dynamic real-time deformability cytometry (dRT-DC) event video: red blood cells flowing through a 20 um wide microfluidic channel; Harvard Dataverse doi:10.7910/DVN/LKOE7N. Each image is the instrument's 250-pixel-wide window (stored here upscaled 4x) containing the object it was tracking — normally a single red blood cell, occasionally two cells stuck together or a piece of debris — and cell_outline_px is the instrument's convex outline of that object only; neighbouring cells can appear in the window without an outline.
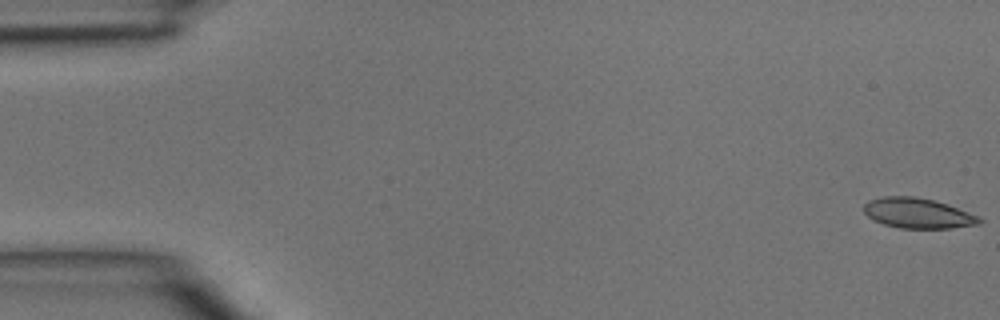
{"species": "common noctule bat (a hibernating species)", "species_latin": "Nyctalus noctula", "temperature_condition": "room temperature", "stored_images_in_passage": 4, "camera_frame_rate_fps": 3000, "um_per_image_px": 0.085, "animal": {"sex": "male", "body_mass_g": 15.6}, "frame": {"image": 1, "passage_image": 1, "time_ms": 0.0, "image_size_px": [1000, 320], "cell_outline_px": [[984, 220], [980, 224], [948, 228], [900, 228], [884, 224], [872, 220], [864, 212], [864, 204], [868, 200], [884, 196], [912, 196], [932, 200], [980, 216]], "centroid_in_image_um": [77.99, 18.13], "position_along_channel_um": 7.0, "area_um2": 20.17}}